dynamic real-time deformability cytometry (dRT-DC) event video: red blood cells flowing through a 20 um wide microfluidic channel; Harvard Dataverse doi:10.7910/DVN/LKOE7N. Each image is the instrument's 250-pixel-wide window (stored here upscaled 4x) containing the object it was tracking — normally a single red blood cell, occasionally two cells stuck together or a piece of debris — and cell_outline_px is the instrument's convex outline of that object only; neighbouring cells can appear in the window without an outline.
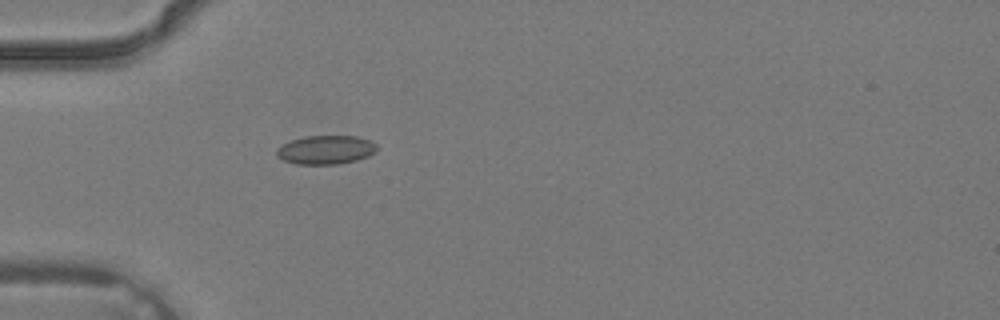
{"species": "common noctule bat (a hibernating species)", "species_latin": "Nyctalus noctula", "temperature_condition": "warm", "stored_images_in_passage": 4, "camera_frame_rate_fps": 3000, "um_per_image_px": 0.085, "animal": {"sex": "male", "body_mass_g": 19.2, "forearm_length_mm": 51.8}, "frame": {"image": 1, "passage_image": 4, "time_ms": 1.0, "image_size_px": [1000, 320], "cell_outline_px": [[376, 152], [368, 156], [356, 160], [336, 164], [296, 164], [284, 160], [276, 156], [276, 152], [284, 144], [292, 140], [304, 136], [356, 136], [372, 140], [376, 144]], "centroid_in_image_um": [27.73, 12.73], "position_along_channel_um": 57.3, "area_um2": 16.7}}